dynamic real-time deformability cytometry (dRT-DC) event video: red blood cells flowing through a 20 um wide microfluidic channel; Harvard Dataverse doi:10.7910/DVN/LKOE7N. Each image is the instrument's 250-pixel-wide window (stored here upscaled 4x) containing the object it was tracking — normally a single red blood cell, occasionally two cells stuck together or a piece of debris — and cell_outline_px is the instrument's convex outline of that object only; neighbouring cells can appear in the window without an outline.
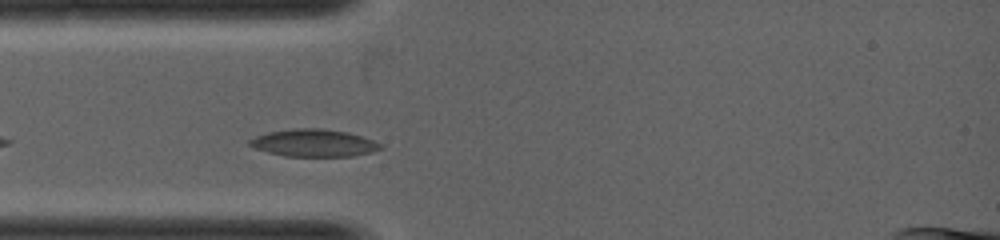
{"species": "common noctule bat (a hibernating species)", "species_latin": "Nyctalus noctula", "temperature_condition": "warm", "stored_images_in_passage": 24, "camera_frame_rate_fps": 5000, "um_per_image_px": 0.085, "animal": {"sex": "female", "body_mass_g": 19.0, "forearm_length_mm": 53.3}, "frame": {"image": 1, "passage_image": 4, "time_ms": 0.6, "image_size_px": [1000, 240], "cell_outline_px": [[384, 148], [372, 152], [352, 156], [284, 156], [268, 152], [256, 148], [248, 144], [248, 140], [256, 136], [268, 132], [296, 128], [320, 128], [348, 132], [384, 144]], "centroid_in_image_um": [26.7, 12.15], "position_along_channel_um": 58.3, "area_um2": 20.87}}
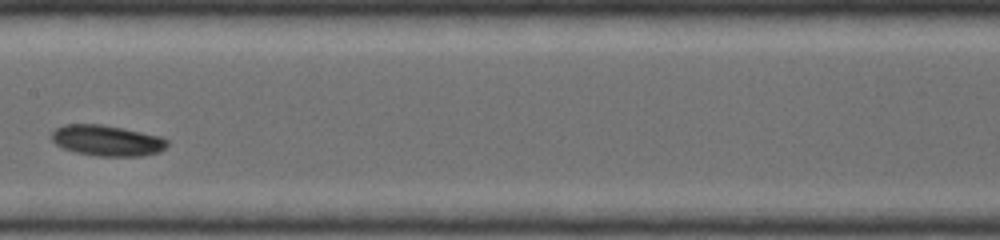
{"frame": {"image": 2, "passage_image": 12, "time_ms": 2.2, "image_size_px": [1000, 240], "cell_outline_px": [[168, 144], [160, 152], [140, 156], [96, 156], [76, 152], [64, 148], [56, 144], [52, 140], [52, 132], [56, 128], [64, 124], [100, 124], [160, 136], [168, 140]], "centroid_in_image_um": [9.09, 11.95], "position_along_channel_um": 198.3, "area_um2": 20.58}}
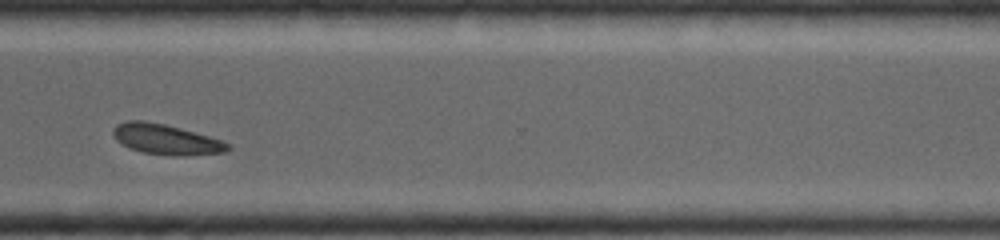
{"frame": {"image": 3, "passage_image": 21, "time_ms": 4.0, "image_size_px": [1000, 240], "cell_outline_px": [[232, 148], [224, 152], [184, 156], [180, 156], [144, 152], [128, 148], [120, 144], [116, 140], [112, 132], [112, 128], [116, 124], [128, 120], [144, 120], [164, 124], [180, 128], [224, 140], [232, 144]], "centroid_in_image_um": [14.12, 11.84], "position_along_channel_um": 356.5, "area_um2": 20.46}}